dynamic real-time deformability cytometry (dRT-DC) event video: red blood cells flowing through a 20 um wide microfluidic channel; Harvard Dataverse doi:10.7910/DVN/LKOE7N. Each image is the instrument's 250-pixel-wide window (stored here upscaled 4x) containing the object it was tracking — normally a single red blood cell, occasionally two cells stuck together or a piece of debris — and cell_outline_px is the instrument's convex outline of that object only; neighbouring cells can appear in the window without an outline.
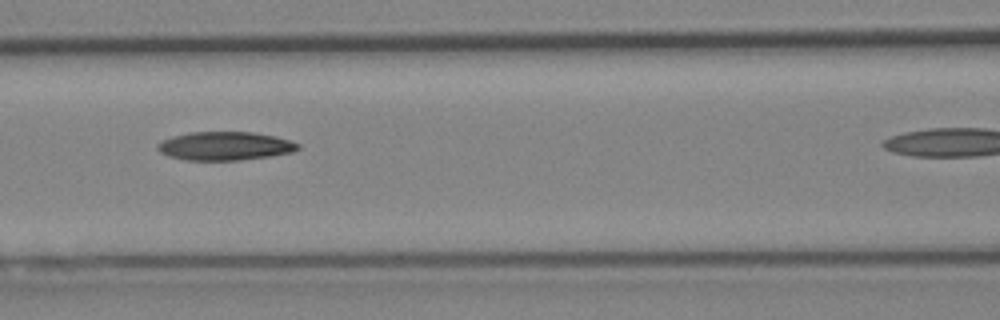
{"species": "Egyptian fruit bat (a non-hibernating species)", "species_latin": "Rousettus aegyptiacus", "temperature_condition": "cold", "stored_images_in_passage": 6, "camera_frame_rate_fps": 3000, "um_per_image_px": 0.085, "animal": {"sex": "female"}, "frame": {"image": 1, "passage_image": 5, "time_ms": 1.333, "image_size_px": [1000, 320], "cell_outline_px": [[300, 148], [292, 152], [272, 156], [240, 160], [184, 160], [168, 156], [160, 152], [156, 148], [156, 144], [160, 140], [172, 136], [188, 132], [252, 132], [276, 136], [300, 144]], "centroid_in_image_um": [19.08, 12.41], "position_along_channel_um": 147.5, "area_um2": 23.58}}